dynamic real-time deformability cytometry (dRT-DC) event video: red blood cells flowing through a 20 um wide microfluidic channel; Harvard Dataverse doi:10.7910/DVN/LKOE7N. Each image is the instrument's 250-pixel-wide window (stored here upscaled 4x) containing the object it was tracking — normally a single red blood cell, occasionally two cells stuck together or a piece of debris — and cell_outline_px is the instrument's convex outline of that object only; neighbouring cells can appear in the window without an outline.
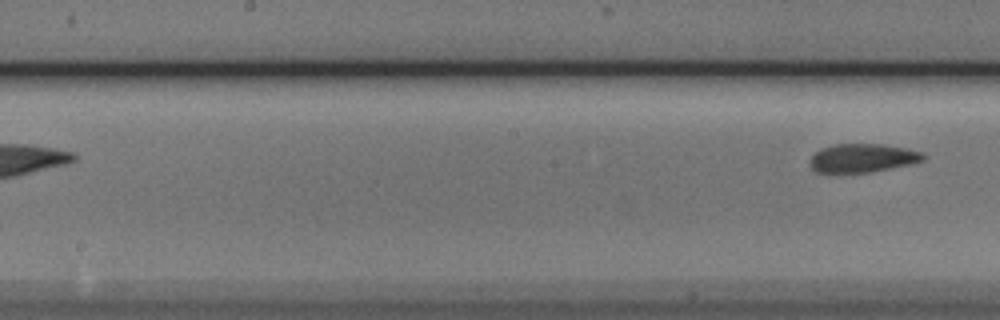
{"species": "Egyptian fruit bat (a non-hibernating species)", "species_latin": "Rousettus aegyptiacus", "temperature_condition": "cold", "stored_images_in_passage": 11, "segment_of_instrument_passage": [2, 2], "camera_frame_rate_fps": 3000, "um_per_image_px": 0.085, "animal": {"sex": "male"}, "frame": {"image": 1, "passage_image": 11, "time_ms": 3.333, "image_size_px": [1000, 320], "cell_outline_px": [[924, 160], [912, 164], [872, 172], [816, 172], [812, 168], [808, 160], [820, 148], [836, 144], [880, 144], [908, 148], [924, 152]], "centroid_in_image_um": [73.34, 13.43], "position_along_channel_um": 174.9, "area_um2": 18.96}}